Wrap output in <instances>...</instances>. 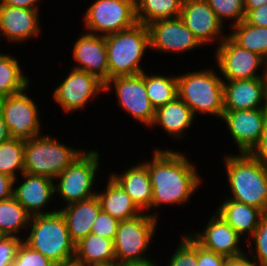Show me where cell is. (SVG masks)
I'll return each instance as SVG.
<instances>
[{
  "mask_svg": "<svg viewBox=\"0 0 267 266\" xmlns=\"http://www.w3.org/2000/svg\"><path fill=\"white\" fill-rule=\"evenodd\" d=\"M267 3V0H244L245 10H252L259 8L261 5Z\"/></svg>",
  "mask_w": 267,
  "mask_h": 266,
  "instance_id": "cell-47",
  "label": "cell"
},
{
  "mask_svg": "<svg viewBox=\"0 0 267 266\" xmlns=\"http://www.w3.org/2000/svg\"><path fill=\"white\" fill-rule=\"evenodd\" d=\"M73 59L78 64L73 68L97 76L104 83L108 81V58L106 36L82 33L73 44Z\"/></svg>",
  "mask_w": 267,
  "mask_h": 266,
  "instance_id": "cell-19",
  "label": "cell"
},
{
  "mask_svg": "<svg viewBox=\"0 0 267 266\" xmlns=\"http://www.w3.org/2000/svg\"><path fill=\"white\" fill-rule=\"evenodd\" d=\"M130 196L132 202L141 211L151 209L152 184L147 166L139 163L130 167L122 175H110Z\"/></svg>",
  "mask_w": 267,
  "mask_h": 266,
  "instance_id": "cell-23",
  "label": "cell"
},
{
  "mask_svg": "<svg viewBox=\"0 0 267 266\" xmlns=\"http://www.w3.org/2000/svg\"><path fill=\"white\" fill-rule=\"evenodd\" d=\"M12 266H55L47 257L32 249L24 241L18 248Z\"/></svg>",
  "mask_w": 267,
  "mask_h": 266,
  "instance_id": "cell-37",
  "label": "cell"
},
{
  "mask_svg": "<svg viewBox=\"0 0 267 266\" xmlns=\"http://www.w3.org/2000/svg\"><path fill=\"white\" fill-rule=\"evenodd\" d=\"M183 0H136V17L140 24L180 16Z\"/></svg>",
  "mask_w": 267,
  "mask_h": 266,
  "instance_id": "cell-28",
  "label": "cell"
},
{
  "mask_svg": "<svg viewBox=\"0 0 267 266\" xmlns=\"http://www.w3.org/2000/svg\"><path fill=\"white\" fill-rule=\"evenodd\" d=\"M48 135L24 141V173L55 178L82 154Z\"/></svg>",
  "mask_w": 267,
  "mask_h": 266,
  "instance_id": "cell-6",
  "label": "cell"
},
{
  "mask_svg": "<svg viewBox=\"0 0 267 266\" xmlns=\"http://www.w3.org/2000/svg\"><path fill=\"white\" fill-rule=\"evenodd\" d=\"M147 27L152 50L178 53L202 46L180 17L158 20Z\"/></svg>",
  "mask_w": 267,
  "mask_h": 266,
  "instance_id": "cell-14",
  "label": "cell"
},
{
  "mask_svg": "<svg viewBox=\"0 0 267 266\" xmlns=\"http://www.w3.org/2000/svg\"><path fill=\"white\" fill-rule=\"evenodd\" d=\"M211 68L177 75L178 97L193 112L222 118L224 112L223 83Z\"/></svg>",
  "mask_w": 267,
  "mask_h": 266,
  "instance_id": "cell-5",
  "label": "cell"
},
{
  "mask_svg": "<svg viewBox=\"0 0 267 266\" xmlns=\"http://www.w3.org/2000/svg\"><path fill=\"white\" fill-rule=\"evenodd\" d=\"M29 82L17 59L0 53V95L4 98L26 90Z\"/></svg>",
  "mask_w": 267,
  "mask_h": 266,
  "instance_id": "cell-31",
  "label": "cell"
},
{
  "mask_svg": "<svg viewBox=\"0 0 267 266\" xmlns=\"http://www.w3.org/2000/svg\"><path fill=\"white\" fill-rule=\"evenodd\" d=\"M215 12L220 22L226 19H233L231 26L245 20L244 0H205ZM224 19V20H223Z\"/></svg>",
  "mask_w": 267,
  "mask_h": 266,
  "instance_id": "cell-34",
  "label": "cell"
},
{
  "mask_svg": "<svg viewBox=\"0 0 267 266\" xmlns=\"http://www.w3.org/2000/svg\"><path fill=\"white\" fill-rule=\"evenodd\" d=\"M243 254L237 257L227 258L224 266H261L256 260H249L250 258Z\"/></svg>",
  "mask_w": 267,
  "mask_h": 266,
  "instance_id": "cell-44",
  "label": "cell"
},
{
  "mask_svg": "<svg viewBox=\"0 0 267 266\" xmlns=\"http://www.w3.org/2000/svg\"><path fill=\"white\" fill-rule=\"evenodd\" d=\"M96 196L99 199L101 210L119 221L134 218L142 213L111 176L107 182L106 191H102V193L99 191Z\"/></svg>",
  "mask_w": 267,
  "mask_h": 266,
  "instance_id": "cell-27",
  "label": "cell"
},
{
  "mask_svg": "<svg viewBox=\"0 0 267 266\" xmlns=\"http://www.w3.org/2000/svg\"><path fill=\"white\" fill-rule=\"evenodd\" d=\"M152 157L143 162L152 184L151 208L188 201L201 183L196 166L184 154L169 149H155Z\"/></svg>",
  "mask_w": 267,
  "mask_h": 266,
  "instance_id": "cell-1",
  "label": "cell"
},
{
  "mask_svg": "<svg viewBox=\"0 0 267 266\" xmlns=\"http://www.w3.org/2000/svg\"><path fill=\"white\" fill-rule=\"evenodd\" d=\"M189 236L204 249L227 258L246 254L239 248L242 236L216 212L206 224L203 232H196Z\"/></svg>",
  "mask_w": 267,
  "mask_h": 266,
  "instance_id": "cell-17",
  "label": "cell"
},
{
  "mask_svg": "<svg viewBox=\"0 0 267 266\" xmlns=\"http://www.w3.org/2000/svg\"><path fill=\"white\" fill-rule=\"evenodd\" d=\"M226 82L223 83L224 111L267 108V78Z\"/></svg>",
  "mask_w": 267,
  "mask_h": 266,
  "instance_id": "cell-18",
  "label": "cell"
},
{
  "mask_svg": "<svg viewBox=\"0 0 267 266\" xmlns=\"http://www.w3.org/2000/svg\"><path fill=\"white\" fill-rule=\"evenodd\" d=\"M158 216L156 213L139 214L121 220L114 239L116 262L122 265L144 264L152 262L146 258L145 251L154 237Z\"/></svg>",
  "mask_w": 267,
  "mask_h": 266,
  "instance_id": "cell-7",
  "label": "cell"
},
{
  "mask_svg": "<svg viewBox=\"0 0 267 266\" xmlns=\"http://www.w3.org/2000/svg\"><path fill=\"white\" fill-rule=\"evenodd\" d=\"M74 262L83 266L116 262L114 240L96 234H88L75 244Z\"/></svg>",
  "mask_w": 267,
  "mask_h": 266,
  "instance_id": "cell-25",
  "label": "cell"
},
{
  "mask_svg": "<svg viewBox=\"0 0 267 266\" xmlns=\"http://www.w3.org/2000/svg\"><path fill=\"white\" fill-rule=\"evenodd\" d=\"M124 266H158V265H155V263L153 262H149V263H144V264H133V265H124Z\"/></svg>",
  "mask_w": 267,
  "mask_h": 266,
  "instance_id": "cell-48",
  "label": "cell"
},
{
  "mask_svg": "<svg viewBox=\"0 0 267 266\" xmlns=\"http://www.w3.org/2000/svg\"><path fill=\"white\" fill-rule=\"evenodd\" d=\"M179 17L202 45L226 38L221 36L224 24L205 0H183Z\"/></svg>",
  "mask_w": 267,
  "mask_h": 266,
  "instance_id": "cell-16",
  "label": "cell"
},
{
  "mask_svg": "<svg viewBox=\"0 0 267 266\" xmlns=\"http://www.w3.org/2000/svg\"><path fill=\"white\" fill-rule=\"evenodd\" d=\"M23 239L14 236H0V266H12Z\"/></svg>",
  "mask_w": 267,
  "mask_h": 266,
  "instance_id": "cell-39",
  "label": "cell"
},
{
  "mask_svg": "<svg viewBox=\"0 0 267 266\" xmlns=\"http://www.w3.org/2000/svg\"><path fill=\"white\" fill-rule=\"evenodd\" d=\"M145 88L152 106H160L174 100L177 96V76L149 75L145 73Z\"/></svg>",
  "mask_w": 267,
  "mask_h": 266,
  "instance_id": "cell-32",
  "label": "cell"
},
{
  "mask_svg": "<svg viewBox=\"0 0 267 266\" xmlns=\"http://www.w3.org/2000/svg\"><path fill=\"white\" fill-rule=\"evenodd\" d=\"M108 80L117 76H133L144 70L140 66L145 50L150 48L147 25L135 26L106 36Z\"/></svg>",
  "mask_w": 267,
  "mask_h": 266,
  "instance_id": "cell-4",
  "label": "cell"
},
{
  "mask_svg": "<svg viewBox=\"0 0 267 266\" xmlns=\"http://www.w3.org/2000/svg\"><path fill=\"white\" fill-rule=\"evenodd\" d=\"M87 33L107 36L135 26L136 0H95L86 10Z\"/></svg>",
  "mask_w": 267,
  "mask_h": 266,
  "instance_id": "cell-9",
  "label": "cell"
},
{
  "mask_svg": "<svg viewBox=\"0 0 267 266\" xmlns=\"http://www.w3.org/2000/svg\"><path fill=\"white\" fill-rule=\"evenodd\" d=\"M245 21L259 27H267V3L259 8L245 10Z\"/></svg>",
  "mask_w": 267,
  "mask_h": 266,
  "instance_id": "cell-41",
  "label": "cell"
},
{
  "mask_svg": "<svg viewBox=\"0 0 267 266\" xmlns=\"http://www.w3.org/2000/svg\"><path fill=\"white\" fill-rule=\"evenodd\" d=\"M14 179L11 176L0 173V201L13 196Z\"/></svg>",
  "mask_w": 267,
  "mask_h": 266,
  "instance_id": "cell-43",
  "label": "cell"
},
{
  "mask_svg": "<svg viewBox=\"0 0 267 266\" xmlns=\"http://www.w3.org/2000/svg\"><path fill=\"white\" fill-rule=\"evenodd\" d=\"M232 28L228 36L237 45L259 54L267 61V27L251 25L244 20Z\"/></svg>",
  "mask_w": 267,
  "mask_h": 266,
  "instance_id": "cell-29",
  "label": "cell"
},
{
  "mask_svg": "<svg viewBox=\"0 0 267 266\" xmlns=\"http://www.w3.org/2000/svg\"><path fill=\"white\" fill-rule=\"evenodd\" d=\"M11 138L7 124L4 121V117L0 110V144Z\"/></svg>",
  "mask_w": 267,
  "mask_h": 266,
  "instance_id": "cell-46",
  "label": "cell"
},
{
  "mask_svg": "<svg viewBox=\"0 0 267 266\" xmlns=\"http://www.w3.org/2000/svg\"><path fill=\"white\" fill-rule=\"evenodd\" d=\"M232 199L267 213V169L250 153L225 156Z\"/></svg>",
  "mask_w": 267,
  "mask_h": 266,
  "instance_id": "cell-2",
  "label": "cell"
},
{
  "mask_svg": "<svg viewBox=\"0 0 267 266\" xmlns=\"http://www.w3.org/2000/svg\"><path fill=\"white\" fill-rule=\"evenodd\" d=\"M59 266H83V265L77 264L75 262H71V263L63 264V265H59Z\"/></svg>",
  "mask_w": 267,
  "mask_h": 266,
  "instance_id": "cell-50",
  "label": "cell"
},
{
  "mask_svg": "<svg viewBox=\"0 0 267 266\" xmlns=\"http://www.w3.org/2000/svg\"><path fill=\"white\" fill-rule=\"evenodd\" d=\"M119 222L117 218L101 210L93 223L91 233L114 240Z\"/></svg>",
  "mask_w": 267,
  "mask_h": 266,
  "instance_id": "cell-38",
  "label": "cell"
},
{
  "mask_svg": "<svg viewBox=\"0 0 267 266\" xmlns=\"http://www.w3.org/2000/svg\"><path fill=\"white\" fill-rule=\"evenodd\" d=\"M221 119L226 121L239 152L250 153L265 130L267 108L224 111Z\"/></svg>",
  "mask_w": 267,
  "mask_h": 266,
  "instance_id": "cell-15",
  "label": "cell"
},
{
  "mask_svg": "<svg viewBox=\"0 0 267 266\" xmlns=\"http://www.w3.org/2000/svg\"><path fill=\"white\" fill-rule=\"evenodd\" d=\"M99 155L97 150L83 152L55 178L60 180L55 185V192L66 205L96 195L92 186L99 168Z\"/></svg>",
  "mask_w": 267,
  "mask_h": 266,
  "instance_id": "cell-8",
  "label": "cell"
},
{
  "mask_svg": "<svg viewBox=\"0 0 267 266\" xmlns=\"http://www.w3.org/2000/svg\"><path fill=\"white\" fill-rule=\"evenodd\" d=\"M39 10L10 7L0 3V34L12 42L39 35Z\"/></svg>",
  "mask_w": 267,
  "mask_h": 266,
  "instance_id": "cell-21",
  "label": "cell"
},
{
  "mask_svg": "<svg viewBox=\"0 0 267 266\" xmlns=\"http://www.w3.org/2000/svg\"><path fill=\"white\" fill-rule=\"evenodd\" d=\"M194 118L188 105L177 96L174 100L155 109L151 126L161 125L166 133L179 139L184 135V131L193 125Z\"/></svg>",
  "mask_w": 267,
  "mask_h": 266,
  "instance_id": "cell-24",
  "label": "cell"
},
{
  "mask_svg": "<svg viewBox=\"0 0 267 266\" xmlns=\"http://www.w3.org/2000/svg\"><path fill=\"white\" fill-rule=\"evenodd\" d=\"M37 2L40 3L39 0H0V3L10 7L27 8L33 10H38Z\"/></svg>",
  "mask_w": 267,
  "mask_h": 266,
  "instance_id": "cell-45",
  "label": "cell"
},
{
  "mask_svg": "<svg viewBox=\"0 0 267 266\" xmlns=\"http://www.w3.org/2000/svg\"><path fill=\"white\" fill-rule=\"evenodd\" d=\"M227 257L209 251L197 244V266H224Z\"/></svg>",
  "mask_w": 267,
  "mask_h": 266,
  "instance_id": "cell-40",
  "label": "cell"
},
{
  "mask_svg": "<svg viewBox=\"0 0 267 266\" xmlns=\"http://www.w3.org/2000/svg\"><path fill=\"white\" fill-rule=\"evenodd\" d=\"M16 171L24 173V141L10 138L0 144V173L11 176L14 183H18Z\"/></svg>",
  "mask_w": 267,
  "mask_h": 266,
  "instance_id": "cell-33",
  "label": "cell"
},
{
  "mask_svg": "<svg viewBox=\"0 0 267 266\" xmlns=\"http://www.w3.org/2000/svg\"><path fill=\"white\" fill-rule=\"evenodd\" d=\"M59 211L65 217L71 241L77 244L91 233L101 206L95 195L89 199L68 204Z\"/></svg>",
  "mask_w": 267,
  "mask_h": 266,
  "instance_id": "cell-22",
  "label": "cell"
},
{
  "mask_svg": "<svg viewBox=\"0 0 267 266\" xmlns=\"http://www.w3.org/2000/svg\"><path fill=\"white\" fill-rule=\"evenodd\" d=\"M216 213L242 237L245 232L252 236L264 215L258 208L228 198L224 199Z\"/></svg>",
  "mask_w": 267,
  "mask_h": 266,
  "instance_id": "cell-26",
  "label": "cell"
},
{
  "mask_svg": "<svg viewBox=\"0 0 267 266\" xmlns=\"http://www.w3.org/2000/svg\"><path fill=\"white\" fill-rule=\"evenodd\" d=\"M94 266H124L118 262H114V263H111V264H102V265H94Z\"/></svg>",
  "mask_w": 267,
  "mask_h": 266,
  "instance_id": "cell-49",
  "label": "cell"
},
{
  "mask_svg": "<svg viewBox=\"0 0 267 266\" xmlns=\"http://www.w3.org/2000/svg\"><path fill=\"white\" fill-rule=\"evenodd\" d=\"M248 245L250 246V253L255 250V255L253 259H255L261 266H267V213H265L260 221L257 229L251 237H248ZM250 239L255 241V248L251 247ZM252 249V250H251ZM257 258V259H256Z\"/></svg>",
  "mask_w": 267,
  "mask_h": 266,
  "instance_id": "cell-36",
  "label": "cell"
},
{
  "mask_svg": "<svg viewBox=\"0 0 267 266\" xmlns=\"http://www.w3.org/2000/svg\"><path fill=\"white\" fill-rule=\"evenodd\" d=\"M167 266H197V243L184 234Z\"/></svg>",
  "mask_w": 267,
  "mask_h": 266,
  "instance_id": "cell-35",
  "label": "cell"
},
{
  "mask_svg": "<svg viewBox=\"0 0 267 266\" xmlns=\"http://www.w3.org/2000/svg\"><path fill=\"white\" fill-rule=\"evenodd\" d=\"M215 55L217 67L226 81L267 78V61L259 54L240 47L229 36L217 45ZM261 65L265 69L262 75H258Z\"/></svg>",
  "mask_w": 267,
  "mask_h": 266,
  "instance_id": "cell-10",
  "label": "cell"
},
{
  "mask_svg": "<svg viewBox=\"0 0 267 266\" xmlns=\"http://www.w3.org/2000/svg\"><path fill=\"white\" fill-rule=\"evenodd\" d=\"M105 91V83L86 71L71 69V72L54 89L53 98L65 112H74L87 104L98 92Z\"/></svg>",
  "mask_w": 267,
  "mask_h": 266,
  "instance_id": "cell-13",
  "label": "cell"
},
{
  "mask_svg": "<svg viewBox=\"0 0 267 266\" xmlns=\"http://www.w3.org/2000/svg\"><path fill=\"white\" fill-rule=\"evenodd\" d=\"M25 90L2 98L0 110L11 138L23 141L41 135L38 106Z\"/></svg>",
  "mask_w": 267,
  "mask_h": 266,
  "instance_id": "cell-11",
  "label": "cell"
},
{
  "mask_svg": "<svg viewBox=\"0 0 267 266\" xmlns=\"http://www.w3.org/2000/svg\"><path fill=\"white\" fill-rule=\"evenodd\" d=\"M30 234L23 241L47 257L55 266L74 262L75 244L71 241L65 217L58 210L31 216Z\"/></svg>",
  "mask_w": 267,
  "mask_h": 266,
  "instance_id": "cell-3",
  "label": "cell"
},
{
  "mask_svg": "<svg viewBox=\"0 0 267 266\" xmlns=\"http://www.w3.org/2000/svg\"><path fill=\"white\" fill-rule=\"evenodd\" d=\"M250 154L267 169V124L259 143L253 148Z\"/></svg>",
  "mask_w": 267,
  "mask_h": 266,
  "instance_id": "cell-42",
  "label": "cell"
},
{
  "mask_svg": "<svg viewBox=\"0 0 267 266\" xmlns=\"http://www.w3.org/2000/svg\"><path fill=\"white\" fill-rule=\"evenodd\" d=\"M110 87H115L118 102L123 110H126L138 122L151 126L155 108L146 93L145 71L138 75L111 78L105 83V92H109Z\"/></svg>",
  "mask_w": 267,
  "mask_h": 266,
  "instance_id": "cell-12",
  "label": "cell"
},
{
  "mask_svg": "<svg viewBox=\"0 0 267 266\" xmlns=\"http://www.w3.org/2000/svg\"><path fill=\"white\" fill-rule=\"evenodd\" d=\"M23 183L13 188V197L28 211L31 216L47 215L58 211L44 212L45 205L55 192V182L45 176L22 173ZM43 210V211H42Z\"/></svg>",
  "mask_w": 267,
  "mask_h": 266,
  "instance_id": "cell-20",
  "label": "cell"
},
{
  "mask_svg": "<svg viewBox=\"0 0 267 266\" xmlns=\"http://www.w3.org/2000/svg\"><path fill=\"white\" fill-rule=\"evenodd\" d=\"M31 215L12 196L0 201V235L19 236V231L29 226Z\"/></svg>",
  "mask_w": 267,
  "mask_h": 266,
  "instance_id": "cell-30",
  "label": "cell"
}]
</instances>
